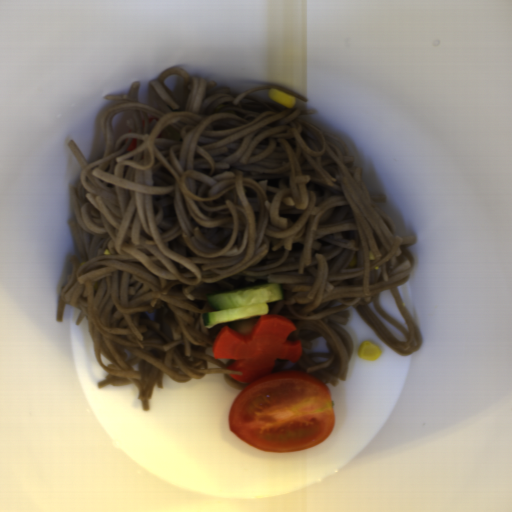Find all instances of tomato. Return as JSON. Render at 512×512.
<instances>
[{
	"label": "tomato",
	"mask_w": 512,
	"mask_h": 512,
	"mask_svg": "<svg viewBox=\"0 0 512 512\" xmlns=\"http://www.w3.org/2000/svg\"><path fill=\"white\" fill-rule=\"evenodd\" d=\"M334 406L327 385L314 375L271 372L238 393L228 412V426L261 451L300 452L333 432Z\"/></svg>",
	"instance_id": "tomato-1"
}]
</instances>
